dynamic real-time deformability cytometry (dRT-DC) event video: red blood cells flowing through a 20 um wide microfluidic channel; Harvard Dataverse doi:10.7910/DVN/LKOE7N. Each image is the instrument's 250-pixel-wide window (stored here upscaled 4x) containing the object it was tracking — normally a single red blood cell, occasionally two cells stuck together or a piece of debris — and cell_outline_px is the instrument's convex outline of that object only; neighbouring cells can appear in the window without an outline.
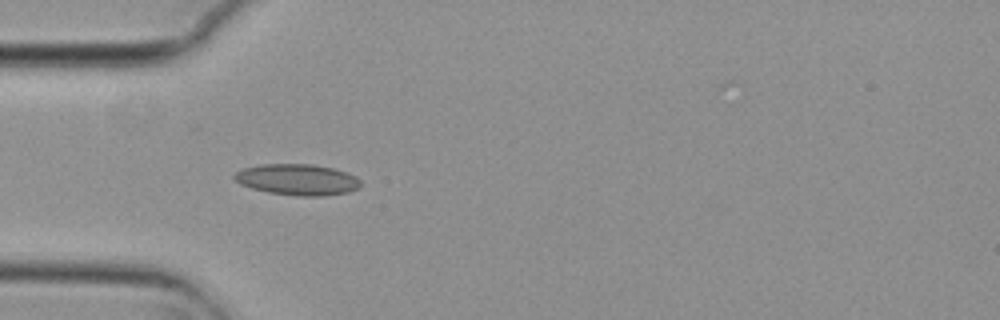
{"species": "common noctule bat (a hibernating species)", "species_latin": "Nyctalus noctula", "temperature_condition": "cold", "stored_images_in_passage": 5, "camera_frame_rate_fps": 3000, "um_per_image_px": 0.085, "animal": {"sex": "female", "body_mass_g": 29.2, "forearm_length_mm": 56.3}, "frame": {"image": 1, "passage_image": 4, "time_ms": 1.0, "image_size_px": [1000, 320], "cell_outline_px": [[360, 188], [348, 192], [324, 196], [296, 196], [268, 192], [252, 188], [240, 184], [232, 176], [236, 172], [244, 168], [260, 164], [312, 164], [332, 168], [356, 176], [360, 180]], "centroid_in_image_um": [25.28, 15.27], "position_along_channel_um": 59.7, "area_um2": 22.89}}
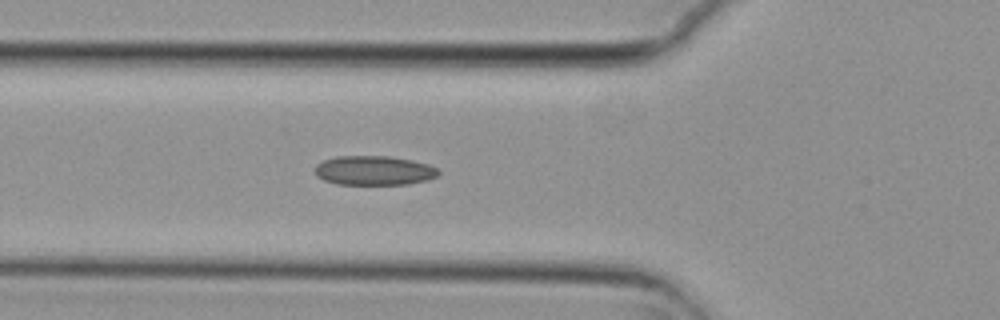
{"frame": {"image": 2, "passage_image": 5, "time_ms": 1.333, "image_size_px": [1000, 320], "cell_outline_px": [[440, 172], [436, 176], [428, 180], [408, 184], [336, 184], [324, 180], [316, 176], [316, 164], [324, 160], [336, 156], [388, 156], [412, 160], [428, 164], [436, 168]], "centroid_in_image_um": [31.79, 14.49], "position_along_channel_um": 94.0, "area_um2": 21.1}}